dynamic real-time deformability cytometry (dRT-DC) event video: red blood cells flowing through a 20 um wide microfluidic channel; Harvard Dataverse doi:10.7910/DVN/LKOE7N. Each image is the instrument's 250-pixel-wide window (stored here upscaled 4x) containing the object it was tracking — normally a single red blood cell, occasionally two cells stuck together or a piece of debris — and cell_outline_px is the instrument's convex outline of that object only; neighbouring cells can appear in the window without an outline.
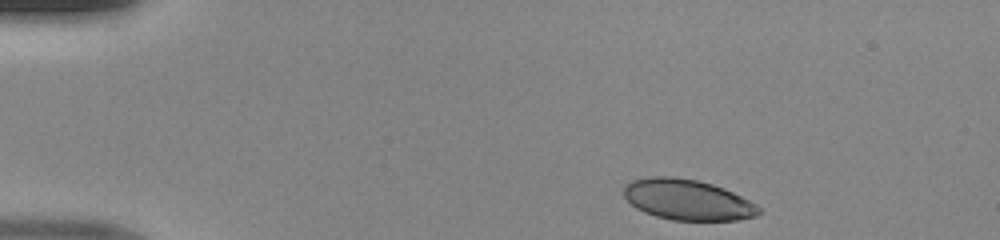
{"species": "human", "species_latin": "Homo sapiens", "temperature_condition": "room temperature", "stored_images_in_passage": 42, "camera_frame_rate_fps": 3000, "um_per_image_px": 0.085, "donor": {"sex": "male"}, "frame": {"image": 1, "passage_image": 1, "time_ms": 0.0, "image_size_px": [1000, 240], "cell_outline_px": [[760, 212], [756, 216], [736, 220], [672, 220], [656, 216], [644, 212], [636, 208], [624, 196], [624, 184], [632, 180], [648, 176], [672, 176], [696, 180], [712, 184], [724, 188], [756, 204], [760, 208]], "centroid_in_image_um": [58.41, 16.97], "position_along_channel_um": 26.6, "area_um2": 31.91}}
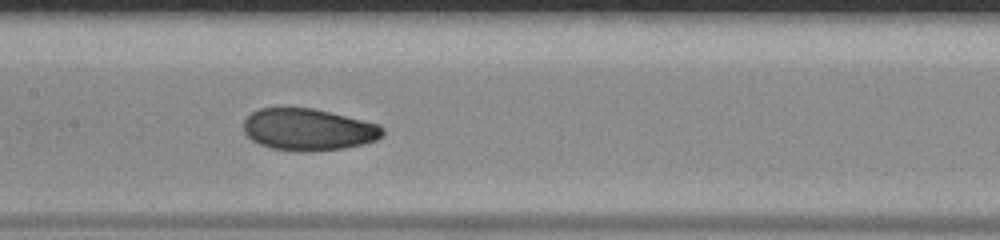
{"frame": {"image": 2, "passage_image": 18, "time_ms": 5.667, "image_size_px": [1000, 240], "cell_outline_px": [[384, 136], [376, 140], [364, 144], [344, 148], [312, 152], [300, 152], [272, 148], [260, 144], [252, 140], [244, 132], [244, 120], [252, 112], [260, 108], [312, 108], [380, 124], [384, 128]], "centroid_in_image_um": [26.24, 11.02], "position_along_channel_um": 181.2, "area_um2": 34.04}}
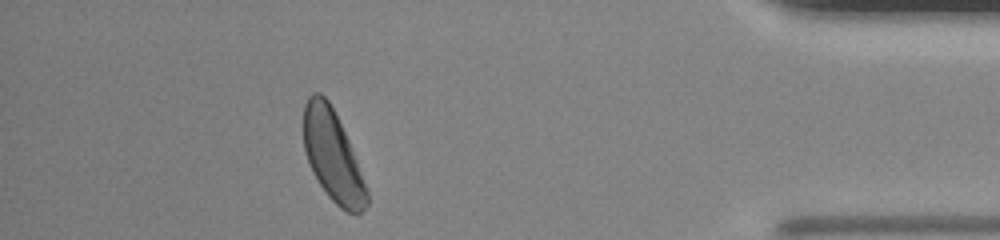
{"frame": {"image": 3, "passage_image": 37, "time_ms": 12.0, "image_size_px": [1000, 240], "cell_outline_px": [[368, 204], [356, 216], [340, 208], [328, 196], [312, 172], [304, 148], [304, 104], [308, 96], [312, 92], [320, 92], [328, 100], [348, 140], [356, 160], [368, 192]], "centroid_in_image_um": [28.27, 13.26], "position_along_channel_um": 406.9, "area_um2": 33.0}}